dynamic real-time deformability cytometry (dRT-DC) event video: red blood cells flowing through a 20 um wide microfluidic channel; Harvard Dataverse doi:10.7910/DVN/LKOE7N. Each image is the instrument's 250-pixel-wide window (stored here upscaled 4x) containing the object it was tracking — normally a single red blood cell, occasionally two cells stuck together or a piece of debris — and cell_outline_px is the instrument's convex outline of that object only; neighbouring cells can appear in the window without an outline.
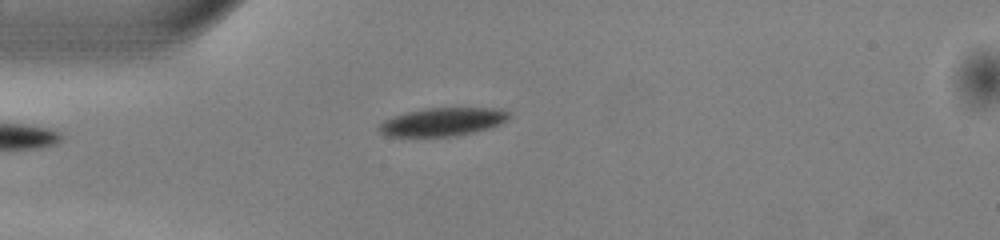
{"species": "common noctule bat (a hibernating species)", "species_latin": "Nyctalus noctula", "temperature_condition": "warm", "stored_images_in_passage": 31, "camera_frame_rate_fps": 3000, "um_per_image_px": 0.085, "animal": {"sex": "male", "body_mass_g": 13.0, "forearm_length_mm": 53.1}, "frame": {"image": 1, "passage_image": 1, "time_ms": 0.0, "image_size_px": [1000, 240], "cell_outline_px": [[512, 112], [508, 120], [492, 128], [456, 136], [384, 136], [376, 128], [384, 120], [392, 116], [424, 108], [500, 108]], "centroid_in_image_um": [37.66, 10.35], "position_along_channel_um": 47.3, "area_um2": 21.68}}
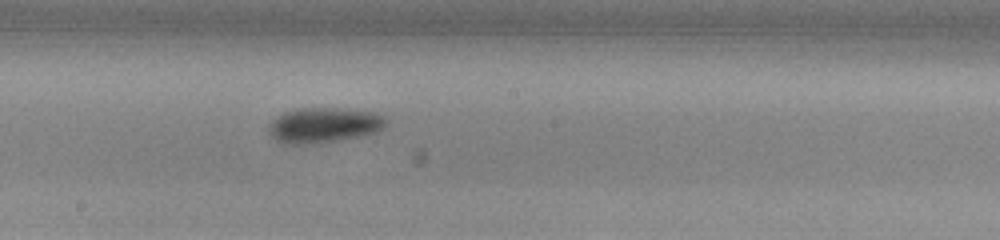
{"frame": {"image": 2, "passage_image": 15, "time_ms": 4.667, "image_size_px": [1000, 240], "cell_outline_px": [[388, 120], [384, 128], [376, 132], [336, 140], [296, 144], [284, 144], [276, 140], [272, 136], [268, 128], [268, 124], [276, 116], [284, 112], [300, 108], [332, 108], [372, 112], [384, 116]], "centroid_in_image_um": [27.5, 10.62], "position_along_channel_um": 220.7, "area_um2": 23.64}}
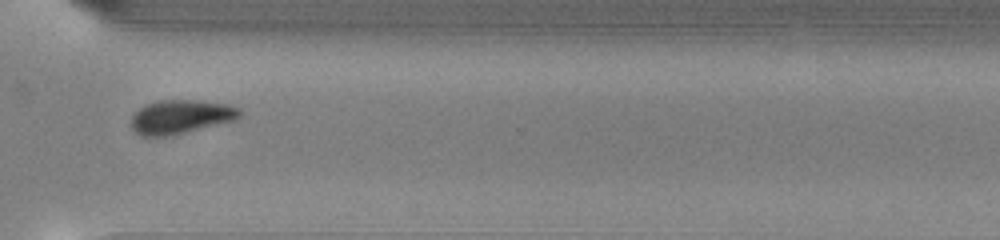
{"frame": {"image": 3, "passage_image": 25, "time_ms": 8.0, "image_size_px": [1000, 240], "cell_outline_px": [[240, 116], [236, 120], [184, 132], [164, 136], [140, 136], [132, 128], [132, 116], [140, 108], [148, 104], [160, 100], [196, 100], [232, 104], [240, 108]], "centroid_in_image_um": [15.4, 9.91], "position_along_channel_um": 355.2, "area_um2": 21.21}, "authors_computed_cell_mechanics": {"area_um2": 22.7732, "velocity_mm_per_s": 4.0291, "shape_relaxation_time_tau1_ms": 2.3777, "shape_relaxation_time_tau2_ms": 9.4988, "deformation_change_tau1": 0.1068, "deformation_change_tau2": 0.1484}}